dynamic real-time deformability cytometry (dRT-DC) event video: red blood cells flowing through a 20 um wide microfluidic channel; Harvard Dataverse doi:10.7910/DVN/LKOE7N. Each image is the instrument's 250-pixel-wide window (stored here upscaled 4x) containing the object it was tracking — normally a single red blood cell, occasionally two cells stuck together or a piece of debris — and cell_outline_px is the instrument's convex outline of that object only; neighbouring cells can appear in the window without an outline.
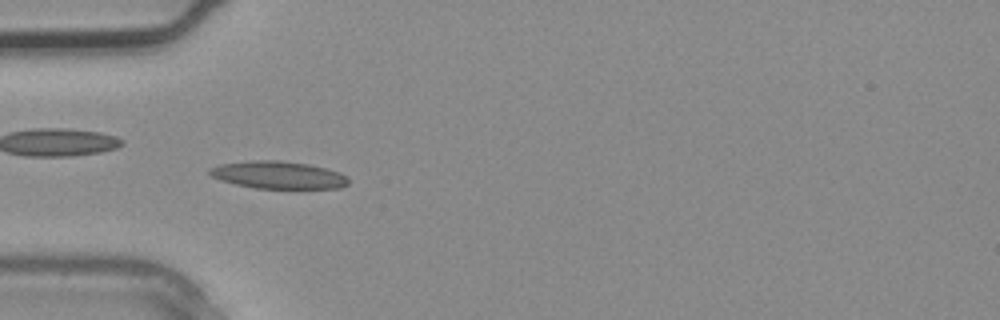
{"species": "common noctule bat (a hibernating species)", "species_latin": "Nyctalus noctula", "temperature_condition": "warm", "stored_images_in_passage": 2, "camera_frame_rate_fps": 3000, "um_per_image_px": 0.085, "animal": {"sex": "male", "body_mass_g": 20.4}, "frame": {"image": 1, "passage_image": 2, "time_ms": 0.333, "image_size_px": [1000, 320], "cell_outline_px": [[348, 184], [340, 188], [256, 188], [236, 184], [220, 180], [212, 176], [208, 172], [208, 168], [220, 164], [252, 160], [276, 160], [308, 164], [340, 172], [348, 176]], "centroid_in_image_um": [23.65, 14.87], "position_along_channel_um": 61.4, "area_um2": 22.14}}